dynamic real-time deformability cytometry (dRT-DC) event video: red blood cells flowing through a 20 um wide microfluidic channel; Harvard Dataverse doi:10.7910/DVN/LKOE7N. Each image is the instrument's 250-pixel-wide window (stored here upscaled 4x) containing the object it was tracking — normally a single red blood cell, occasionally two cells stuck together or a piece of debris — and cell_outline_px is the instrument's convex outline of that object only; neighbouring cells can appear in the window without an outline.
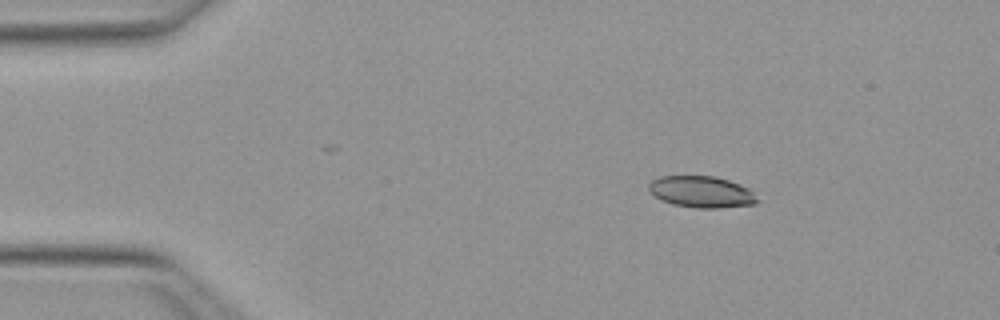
{"species": "Egyptian fruit bat (a non-hibernating species)", "species_latin": "Rousettus aegyptiacus", "temperature_condition": "warm", "stored_images_in_passage": 44, "camera_frame_rate_fps": 3000, "um_per_image_px": 0.085, "animal": {"sex": "female"}, "frame": {"image": 1, "passage_image": 1, "time_ms": 0.0, "image_size_px": [1000, 320], "cell_outline_px": [[760, 200], [756, 204], [720, 208], [696, 208], [672, 204], [660, 200], [648, 188], [648, 184], [652, 180], [660, 176], [716, 176], [740, 184], [748, 188]], "centroid_in_image_um": [59.64, 16.31], "position_along_channel_um": 25.4, "area_um2": 20.0}}
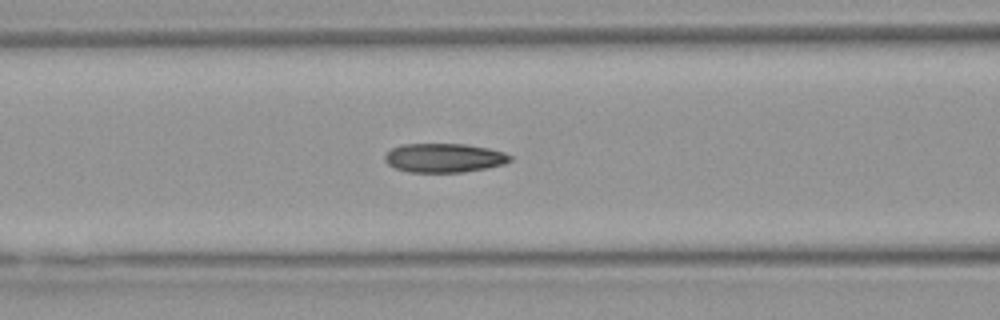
{"frame": {"image": 2, "passage_image": 14, "time_ms": 4.333, "image_size_px": [1000, 320], "cell_outline_px": [[512, 160], [504, 164], [488, 168], [464, 172], [408, 172], [396, 168], [388, 164], [384, 160], [384, 156], [392, 148], [404, 144], [468, 144], [488, 148], [504, 152], [512, 156]], "centroid_in_image_um": [37.78, 13.42], "position_along_channel_um": 128.8, "area_um2": 21.27}}
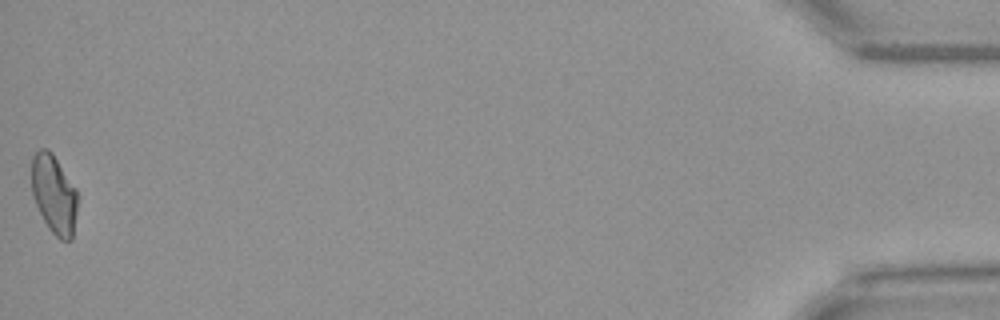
{"frame": {"image": 3, "passage_image": 44, "time_ms": 14.333, "image_size_px": [1000, 320], "cell_outline_px": [[76, 212], [72, 240], [60, 240], [48, 228], [36, 204], [32, 192], [32, 156], [40, 148], [48, 148], [52, 152], [76, 188]], "centroid_in_image_um": [4.58, 16.5], "position_along_channel_um": 430.6, "area_um2": 20.92}, "authors_computed_cell_mechanics": {"area_um2": 20.8947, "velocity_mm_per_s": 4.0151, "shape_relaxation_time_tau1_ms": 10.5002, "shape_relaxation_time_tau2_ms": 1.8884, "deformation_change_tau1": 0.2537, "deformation_change_tau2": 0.0732}}